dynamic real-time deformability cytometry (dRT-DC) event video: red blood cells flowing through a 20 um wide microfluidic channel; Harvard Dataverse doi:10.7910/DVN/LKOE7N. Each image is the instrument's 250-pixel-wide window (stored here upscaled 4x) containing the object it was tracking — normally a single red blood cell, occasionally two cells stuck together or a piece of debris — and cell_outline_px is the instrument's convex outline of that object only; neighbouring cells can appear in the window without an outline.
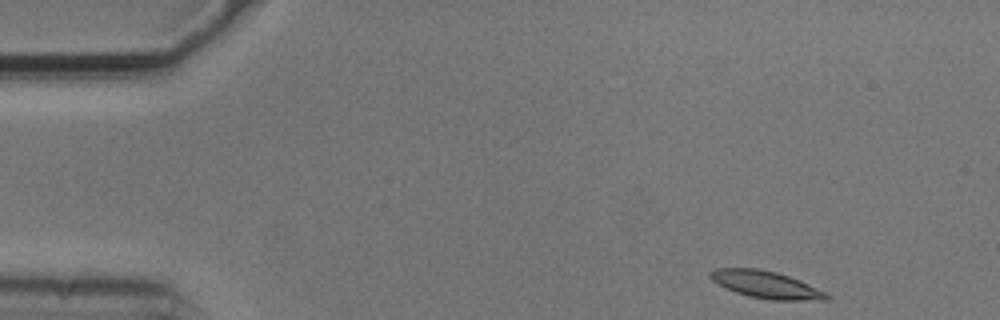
{"species": "common noctule bat (a hibernating species)", "species_latin": "Nyctalus noctula", "temperature_condition": "cold", "stored_images_in_passage": 4, "camera_frame_rate_fps": 3000, "um_per_image_px": 0.085, "animal": {"sex": "male", "body_mass_g": 20.5, "forearm_length_mm": 52.5}, "frame": {"image": 1, "passage_image": 1, "time_ms": 0.0, "image_size_px": [1000, 320], "cell_outline_px": [[832, 296], [828, 300], [772, 300], [748, 296], [724, 288], [712, 280], [708, 276], [708, 272], [716, 268], [760, 268], [776, 272], [800, 280], [828, 292]], "centroid_in_image_um": [65.13, 24.19], "position_along_channel_um": 19.9, "area_um2": 18.73}}
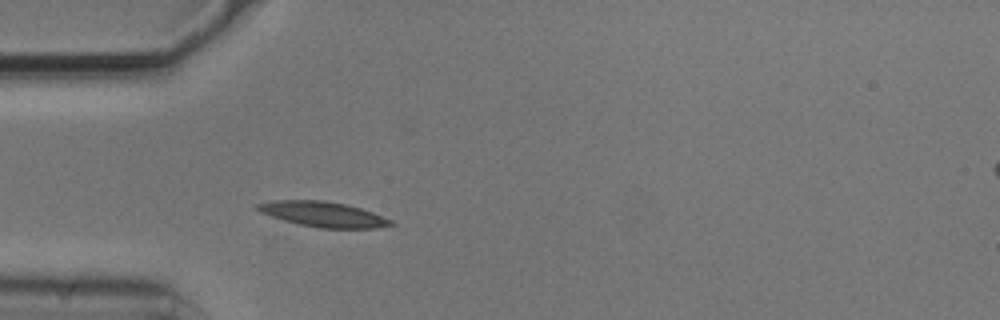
{"frame": {"image": 2, "passage_image": 4, "time_ms": 1.0, "image_size_px": [1000, 320], "cell_outline_px": [[396, 224], [376, 228], [320, 228], [300, 224], [284, 220], [260, 212], [256, 208], [256, 204], [272, 200], [324, 200], [344, 204], [360, 208], [372, 212], [392, 220]], "centroid_in_image_um": [27.47, 18.21], "position_along_channel_um": 57.5, "area_um2": 19.42}}